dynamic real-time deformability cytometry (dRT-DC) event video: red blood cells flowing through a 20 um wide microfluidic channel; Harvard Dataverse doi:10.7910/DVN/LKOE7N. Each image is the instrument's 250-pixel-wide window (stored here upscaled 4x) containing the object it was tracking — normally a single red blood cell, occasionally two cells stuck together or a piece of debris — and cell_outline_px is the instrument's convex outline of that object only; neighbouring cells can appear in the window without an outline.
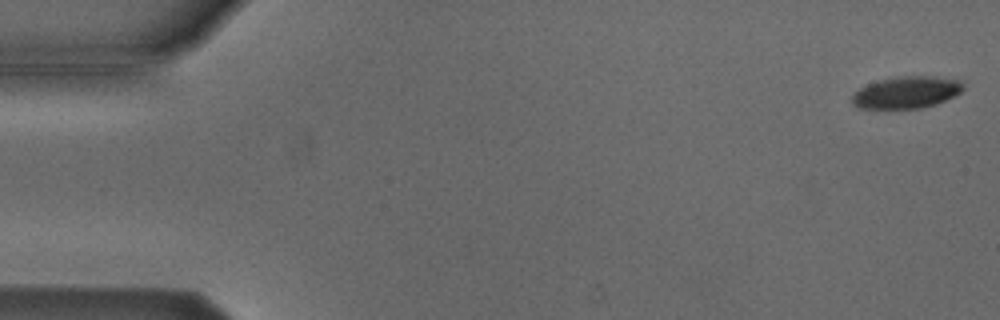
{"species": "Egyptian fruit bat (a non-hibernating species)", "species_latin": "Rousettus aegyptiacus", "temperature_condition": "cold", "stored_images_in_passage": 48, "camera_frame_rate_fps": 3000, "um_per_image_px": 0.085, "animal": {"sex": "male"}, "frame": {"image": 1, "passage_image": 1, "time_ms": 0.0, "image_size_px": [1000, 320], "cell_outline_px": [[964, 88], [960, 92], [936, 104], [920, 108], [860, 108], [852, 104], [852, 96], [860, 88], [868, 84], [880, 80], [904, 76], [928, 76], [956, 80]], "centroid_in_image_um": [77.0, 7.86], "position_along_channel_um": 8.0, "area_um2": 20.06}}
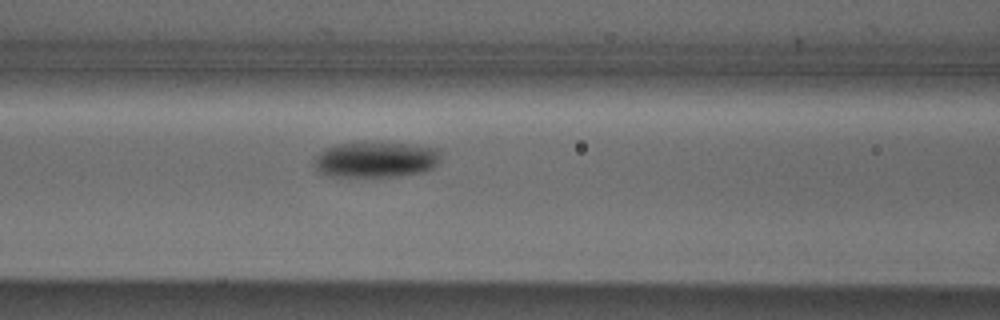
{"frame": {"image": 2, "passage_image": 22, "time_ms": 7.0, "image_size_px": [1000, 320], "cell_outline_px": [[440, 160], [432, 168], [420, 172], [396, 176], [328, 176], [316, 172], [316, 156], [324, 148], [340, 144], [380, 140], [412, 144], [436, 148], [440, 152]], "centroid_in_image_um": [31.95, 13.53], "position_along_channel_um": 134.7, "area_um2": 26.76}}
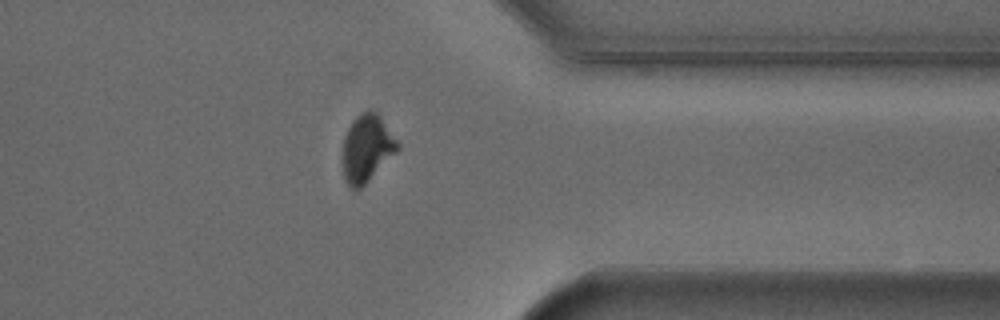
{"frame": {"image": 3, "passage_image": 42, "time_ms": 13.667, "image_size_px": [1000, 320], "cell_outline_px": [[400, 148], [360, 188], [348, 188], [344, 180], [340, 156], [344, 136], [352, 120], [360, 112], [368, 108], [372, 108], [380, 116], [400, 144]], "centroid_in_image_um": [31.12, 12.57], "position_along_channel_um": 380.3, "area_um2": 21.96}}